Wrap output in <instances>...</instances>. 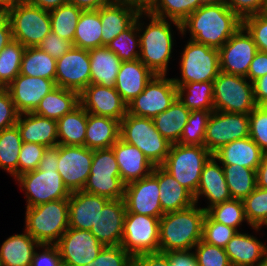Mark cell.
<instances>
[{
  "label": "cell",
  "instance_id": "36",
  "mask_svg": "<svg viewBox=\"0 0 267 266\" xmlns=\"http://www.w3.org/2000/svg\"><path fill=\"white\" fill-rule=\"evenodd\" d=\"M190 112L177 98L167 110L154 117L153 122L158 132L171 144L178 143Z\"/></svg>",
  "mask_w": 267,
  "mask_h": 266
},
{
  "label": "cell",
  "instance_id": "1",
  "mask_svg": "<svg viewBox=\"0 0 267 266\" xmlns=\"http://www.w3.org/2000/svg\"><path fill=\"white\" fill-rule=\"evenodd\" d=\"M242 26V20L225 1H208L181 23V35L212 48L223 44Z\"/></svg>",
  "mask_w": 267,
  "mask_h": 266
},
{
  "label": "cell",
  "instance_id": "18",
  "mask_svg": "<svg viewBox=\"0 0 267 266\" xmlns=\"http://www.w3.org/2000/svg\"><path fill=\"white\" fill-rule=\"evenodd\" d=\"M218 51L221 72L246 77L258 50L252 36L241 26Z\"/></svg>",
  "mask_w": 267,
  "mask_h": 266
},
{
  "label": "cell",
  "instance_id": "11",
  "mask_svg": "<svg viewBox=\"0 0 267 266\" xmlns=\"http://www.w3.org/2000/svg\"><path fill=\"white\" fill-rule=\"evenodd\" d=\"M11 25L13 40L23 46L38 47L51 32L49 11L31 5L26 1L5 14Z\"/></svg>",
  "mask_w": 267,
  "mask_h": 266
},
{
  "label": "cell",
  "instance_id": "37",
  "mask_svg": "<svg viewBox=\"0 0 267 266\" xmlns=\"http://www.w3.org/2000/svg\"><path fill=\"white\" fill-rule=\"evenodd\" d=\"M88 112L79 105L57 120L58 145L85 146Z\"/></svg>",
  "mask_w": 267,
  "mask_h": 266
},
{
  "label": "cell",
  "instance_id": "53",
  "mask_svg": "<svg viewBox=\"0 0 267 266\" xmlns=\"http://www.w3.org/2000/svg\"><path fill=\"white\" fill-rule=\"evenodd\" d=\"M150 14L182 23L188 17L186 0H158Z\"/></svg>",
  "mask_w": 267,
  "mask_h": 266
},
{
  "label": "cell",
  "instance_id": "8",
  "mask_svg": "<svg viewBox=\"0 0 267 266\" xmlns=\"http://www.w3.org/2000/svg\"><path fill=\"white\" fill-rule=\"evenodd\" d=\"M213 102L217 111L247 115L258 106L252 82L244 76L221 71L213 81Z\"/></svg>",
  "mask_w": 267,
  "mask_h": 266
},
{
  "label": "cell",
  "instance_id": "27",
  "mask_svg": "<svg viewBox=\"0 0 267 266\" xmlns=\"http://www.w3.org/2000/svg\"><path fill=\"white\" fill-rule=\"evenodd\" d=\"M16 126L23 143H38L46 148L58 145L57 120L33 112L21 113Z\"/></svg>",
  "mask_w": 267,
  "mask_h": 266
},
{
  "label": "cell",
  "instance_id": "65",
  "mask_svg": "<svg viewBox=\"0 0 267 266\" xmlns=\"http://www.w3.org/2000/svg\"><path fill=\"white\" fill-rule=\"evenodd\" d=\"M11 40L13 38L10 22L5 14H0V52Z\"/></svg>",
  "mask_w": 267,
  "mask_h": 266
},
{
  "label": "cell",
  "instance_id": "3",
  "mask_svg": "<svg viewBox=\"0 0 267 266\" xmlns=\"http://www.w3.org/2000/svg\"><path fill=\"white\" fill-rule=\"evenodd\" d=\"M59 145L44 150L39 166L18 176L17 181L25 191L26 208L53 200L69 199L70 192L58 173Z\"/></svg>",
  "mask_w": 267,
  "mask_h": 266
},
{
  "label": "cell",
  "instance_id": "10",
  "mask_svg": "<svg viewBox=\"0 0 267 266\" xmlns=\"http://www.w3.org/2000/svg\"><path fill=\"white\" fill-rule=\"evenodd\" d=\"M124 189L113 149L94 150L90 175L83 191L115 200L124 198Z\"/></svg>",
  "mask_w": 267,
  "mask_h": 266
},
{
  "label": "cell",
  "instance_id": "68",
  "mask_svg": "<svg viewBox=\"0 0 267 266\" xmlns=\"http://www.w3.org/2000/svg\"><path fill=\"white\" fill-rule=\"evenodd\" d=\"M27 3L37 6L43 10L51 11L68 3V0H25Z\"/></svg>",
  "mask_w": 267,
  "mask_h": 266
},
{
  "label": "cell",
  "instance_id": "44",
  "mask_svg": "<svg viewBox=\"0 0 267 266\" xmlns=\"http://www.w3.org/2000/svg\"><path fill=\"white\" fill-rule=\"evenodd\" d=\"M26 47L11 40L0 52V85L6 88L20 74L22 56Z\"/></svg>",
  "mask_w": 267,
  "mask_h": 266
},
{
  "label": "cell",
  "instance_id": "6",
  "mask_svg": "<svg viewBox=\"0 0 267 266\" xmlns=\"http://www.w3.org/2000/svg\"><path fill=\"white\" fill-rule=\"evenodd\" d=\"M120 139L137 147L154 166L165 162L172 145L158 132L153 119L128 113L120 121Z\"/></svg>",
  "mask_w": 267,
  "mask_h": 266
},
{
  "label": "cell",
  "instance_id": "9",
  "mask_svg": "<svg viewBox=\"0 0 267 266\" xmlns=\"http://www.w3.org/2000/svg\"><path fill=\"white\" fill-rule=\"evenodd\" d=\"M180 59L181 78H173L176 86L214 81L221 71L218 49L191 39H188Z\"/></svg>",
  "mask_w": 267,
  "mask_h": 266
},
{
  "label": "cell",
  "instance_id": "14",
  "mask_svg": "<svg viewBox=\"0 0 267 266\" xmlns=\"http://www.w3.org/2000/svg\"><path fill=\"white\" fill-rule=\"evenodd\" d=\"M249 115L214 110L207 123L204 146L213 154L232 141L249 137Z\"/></svg>",
  "mask_w": 267,
  "mask_h": 266
},
{
  "label": "cell",
  "instance_id": "50",
  "mask_svg": "<svg viewBox=\"0 0 267 266\" xmlns=\"http://www.w3.org/2000/svg\"><path fill=\"white\" fill-rule=\"evenodd\" d=\"M198 266H232L225 248L199 241L193 248Z\"/></svg>",
  "mask_w": 267,
  "mask_h": 266
},
{
  "label": "cell",
  "instance_id": "22",
  "mask_svg": "<svg viewBox=\"0 0 267 266\" xmlns=\"http://www.w3.org/2000/svg\"><path fill=\"white\" fill-rule=\"evenodd\" d=\"M126 212L123 199L109 200L99 212L90 232L103 246L121 245Z\"/></svg>",
  "mask_w": 267,
  "mask_h": 266
},
{
  "label": "cell",
  "instance_id": "61",
  "mask_svg": "<svg viewBox=\"0 0 267 266\" xmlns=\"http://www.w3.org/2000/svg\"><path fill=\"white\" fill-rule=\"evenodd\" d=\"M165 254L167 255V266H198L192 249L171 251Z\"/></svg>",
  "mask_w": 267,
  "mask_h": 266
},
{
  "label": "cell",
  "instance_id": "26",
  "mask_svg": "<svg viewBox=\"0 0 267 266\" xmlns=\"http://www.w3.org/2000/svg\"><path fill=\"white\" fill-rule=\"evenodd\" d=\"M154 73L139 59L124 61L115 81V89L128 105L134 98L144 91Z\"/></svg>",
  "mask_w": 267,
  "mask_h": 266
},
{
  "label": "cell",
  "instance_id": "40",
  "mask_svg": "<svg viewBox=\"0 0 267 266\" xmlns=\"http://www.w3.org/2000/svg\"><path fill=\"white\" fill-rule=\"evenodd\" d=\"M20 74L55 81L56 59L38 47H27L22 56Z\"/></svg>",
  "mask_w": 267,
  "mask_h": 266
},
{
  "label": "cell",
  "instance_id": "17",
  "mask_svg": "<svg viewBox=\"0 0 267 266\" xmlns=\"http://www.w3.org/2000/svg\"><path fill=\"white\" fill-rule=\"evenodd\" d=\"M55 245L63 266L91 265L104 247L90 231L72 228H68Z\"/></svg>",
  "mask_w": 267,
  "mask_h": 266
},
{
  "label": "cell",
  "instance_id": "23",
  "mask_svg": "<svg viewBox=\"0 0 267 266\" xmlns=\"http://www.w3.org/2000/svg\"><path fill=\"white\" fill-rule=\"evenodd\" d=\"M200 196H204L208 200V206L203 207L205 211L216 204L232 199L224 176L223 166L213 156L203 166L198 189L194 196L195 203L198 204Z\"/></svg>",
  "mask_w": 267,
  "mask_h": 266
},
{
  "label": "cell",
  "instance_id": "4",
  "mask_svg": "<svg viewBox=\"0 0 267 266\" xmlns=\"http://www.w3.org/2000/svg\"><path fill=\"white\" fill-rule=\"evenodd\" d=\"M198 204L165 213L160 218L159 252L191 250L202 240L206 211Z\"/></svg>",
  "mask_w": 267,
  "mask_h": 266
},
{
  "label": "cell",
  "instance_id": "32",
  "mask_svg": "<svg viewBox=\"0 0 267 266\" xmlns=\"http://www.w3.org/2000/svg\"><path fill=\"white\" fill-rule=\"evenodd\" d=\"M158 184L160 205L164 214L195 204L194 196L162 166H158Z\"/></svg>",
  "mask_w": 267,
  "mask_h": 266
},
{
  "label": "cell",
  "instance_id": "24",
  "mask_svg": "<svg viewBox=\"0 0 267 266\" xmlns=\"http://www.w3.org/2000/svg\"><path fill=\"white\" fill-rule=\"evenodd\" d=\"M109 199L83 190L71 192L69 202V228L90 231L99 212Z\"/></svg>",
  "mask_w": 267,
  "mask_h": 266
},
{
  "label": "cell",
  "instance_id": "51",
  "mask_svg": "<svg viewBox=\"0 0 267 266\" xmlns=\"http://www.w3.org/2000/svg\"><path fill=\"white\" fill-rule=\"evenodd\" d=\"M249 137L260 147L263 152H267V108L258 105L249 114Z\"/></svg>",
  "mask_w": 267,
  "mask_h": 266
},
{
  "label": "cell",
  "instance_id": "45",
  "mask_svg": "<svg viewBox=\"0 0 267 266\" xmlns=\"http://www.w3.org/2000/svg\"><path fill=\"white\" fill-rule=\"evenodd\" d=\"M106 47L113 51L122 62L139 59L140 36L137 21L115 37Z\"/></svg>",
  "mask_w": 267,
  "mask_h": 266
},
{
  "label": "cell",
  "instance_id": "33",
  "mask_svg": "<svg viewBox=\"0 0 267 266\" xmlns=\"http://www.w3.org/2000/svg\"><path fill=\"white\" fill-rule=\"evenodd\" d=\"M8 237L0 247V266H31L35 249L40 244L24 229Z\"/></svg>",
  "mask_w": 267,
  "mask_h": 266
},
{
  "label": "cell",
  "instance_id": "5",
  "mask_svg": "<svg viewBox=\"0 0 267 266\" xmlns=\"http://www.w3.org/2000/svg\"><path fill=\"white\" fill-rule=\"evenodd\" d=\"M69 228L68 199L26 208L25 230L41 245H55Z\"/></svg>",
  "mask_w": 267,
  "mask_h": 266
},
{
  "label": "cell",
  "instance_id": "62",
  "mask_svg": "<svg viewBox=\"0 0 267 266\" xmlns=\"http://www.w3.org/2000/svg\"><path fill=\"white\" fill-rule=\"evenodd\" d=\"M133 266H167L165 253H144L133 258Z\"/></svg>",
  "mask_w": 267,
  "mask_h": 266
},
{
  "label": "cell",
  "instance_id": "66",
  "mask_svg": "<svg viewBox=\"0 0 267 266\" xmlns=\"http://www.w3.org/2000/svg\"><path fill=\"white\" fill-rule=\"evenodd\" d=\"M256 182L258 188L267 189V152L263 153L262 160L256 170Z\"/></svg>",
  "mask_w": 267,
  "mask_h": 266
},
{
  "label": "cell",
  "instance_id": "43",
  "mask_svg": "<svg viewBox=\"0 0 267 266\" xmlns=\"http://www.w3.org/2000/svg\"><path fill=\"white\" fill-rule=\"evenodd\" d=\"M82 9L66 3L49 11L51 31L73 43L76 26Z\"/></svg>",
  "mask_w": 267,
  "mask_h": 266
},
{
  "label": "cell",
  "instance_id": "58",
  "mask_svg": "<svg viewBox=\"0 0 267 266\" xmlns=\"http://www.w3.org/2000/svg\"><path fill=\"white\" fill-rule=\"evenodd\" d=\"M34 252L31 266H63L56 245L41 244Z\"/></svg>",
  "mask_w": 267,
  "mask_h": 266
},
{
  "label": "cell",
  "instance_id": "41",
  "mask_svg": "<svg viewBox=\"0 0 267 266\" xmlns=\"http://www.w3.org/2000/svg\"><path fill=\"white\" fill-rule=\"evenodd\" d=\"M22 143L16 125L0 131V168L14 179L18 177V159Z\"/></svg>",
  "mask_w": 267,
  "mask_h": 266
},
{
  "label": "cell",
  "instance_id": "48",
  "mask_svg": "<svg viewBox=\"0 0 267 266\" xmlns=\"http://www.w3.org/2000/svg\"><path fill=\"white\" fill-rule=\"evenodd\" d=\"M211 113L208 110H192L178 143L204 146L206 127Z\"/></svg>",
  "mask_w": 267,
  "mask_h": 266
},
{
  "label": "cell",
  "instance_id": "64",
  "mask_svg": "<svg viewBox=\"0 0 267 266\" xmlns=\"http://www.w3.org/2000/svg\"><path fill=\"white\" fill-rule=\"evenodd\" d=\"M126 4L129 8L134 9L138 13H150L156 6L158 0H119Z\"/></svg>",
  "mask_w": 267,
  "mask_h": 266
},
{
  "label": "cell",
  "instance_id": "59",
  "mask_svg": "<svg viewBox=\"0 0 267 266\" xmlns=\"http://www.w3.org/2000/svg\"><path fill=\"white\" fill-rule=\"evenodd\" d=\"M267 0H226V5L241 19L260 14Z\"/></svg>",
  "mask_w": 267,
  "mask_h": 266
},
{
  "label": "cell",
  "instance_id": "49",
  "mask_svg": "<svg viewBox=\"0 0 267 266\" xmlns=\"http://www.w3.org/2000/svg\"><path fill=\"white\" fill-rule=\"evenodd\" d=\"M237 232L236 229L215 221L208 213H206L203 222L202 241L225 248L229 240Z\"/></svg>",
  "mask_w": 267,
  "mask_h": 266
},
{
  "label": "cell",
  "instance_id": "72",
  "mask_svg": "<svg viewBox=\"0 0 267 266\" xmlns=\"http://www.w3.org/2000/svg\"><path fill=\"white\" fill-rule=\"evenodd\" d=\"M259 266H267V251L263 257L262 262L259 264Z\"/></svg>",
  "mask_w": 267,
  "mask_h": 266
},
{
  "label": "cell",
  "instance_id": "19",
  "mask_svg": "<svg viewBox=\"0 0 267 266\" xmlns=\"http://www.w3.org/2000/svg\"><path fill=\"white\" fill-rule=\"evenodd\" d=\"M89 50L72 47L56 60L55 83L57 87L79 94L90 84Z\"/></svg>",
  "mask_w": 267,
  "mask_h": 266
},
{
  "label": "cell",
  "instance_id": "70",
  "mask_svg": "<svg viewBox=\"0 0 267 266\" xmlns=\"http://www.w3.org/2000/svg\"><path fill=\"white\" fill-rule=\"evenodd\" d=\"M208 1L209 0H186V5H188V16Z\"/></svg>",
  "mask_w": 267,
  "mask_h": 266
},
{
  "label": "cell",
  "instance_id": "54",
  "mask_svg": "<svg viewBox=\"0 0 267 266\" xmlns=\"http://www.w3.org/2000/svg\"><path fill=\"white\" fill-rule=\"evenodd\" d=\"M46 147L38 143H22L18 159V176L38 168Z\"/></svg>",
  "mask_w": 267,
  "mask_h": 266
},
{
  "label": "cell",
  "instance_id": "25",
  "mask_svg": "<svg viewBox=\"0 0 267 266\" xmlns=\"http://www.w3.org/2000/svg\"><path fill=\"white\" fill-rule=\"evenodd\" d=\"M111 148L119 165L121 181L125 185L152 173L154 165L134 145L119 139Z\"/></svg>",
  "mask_w": 267,
  "mask_h": 266
},
{
  "label": "cell",
  "instance_id": "42",
  "mask_svg": "<svg viewBox=\"0 0 267 266\" xmlns=\"http://www.w3.org/2000/svg\"><path fill=\"white\" fill-rule=\"evenodd\" d=\"M232 199L244 200L256 187V171L239 165H222Z\"/></svg>",
  "mask_w": 267,
  "mask_h": 266
},
{
  "label": "cell",
  "instance_id": "31",
  "mask_svg": "<svg viewBox=\"0 0 267 266\" xmlns=\"http://www.w3.org/2000/svg\"><path fill=\"white\" fill-rule=\"evenodd\" d=\"M120 139V121L88 113L85 147L88 149H108Z\"/></svg>",
  "mask_w": 267,
  "mask_h": 266
},
{
  "label": "cell",
  "instance_id": "30",
  "mask_svg": "<svg viewBox=\"0 0 267 266\" xmlns=\"http://www.w3.org/2000/svg\"><path fill=\"white\" fill-rule=\"evenodd\" d=\"M225 251L232 266H259L267 251L256 236L237 232L227 243Z\"/></svg>",
  "mask_w": 267,
  "mask_h": 266
},
{
  "label": "cell",
  "instance_id": "7",
  "mask_svg": "<svg viewBox=\"0 0 267 266\" xmlns=\"http://www.w3.org/2000/svg\"><path fill=\"white\" fill-rule=\"evenodd\" d=\"M211 156L205 146L174 143L161 166L195 196L203 166Z\"/></svg>",
  "mask_w": 267,
  "mask_h": 266
},
{
  "label": "cell",
  "instance_id": "29",
  "mask_svg": "<svg viewBox=\"0 0 267 266\" xmlns=\"http://www.w3.org/2000/svg\"><path fill=\"white\" fill-rule=\"evenodd\" d=\"M138 14L119 0H111L101 6L102 46H107L121 32L128 29L136 21Z\"/></svg>",
  "mask_w": 267,
  "mask_h": 266
},
{
  "label": "cell",
  "instance_id": "35",
  "mask_svg": "<svg viewBox=\"0 0 267 266\" xmlns=\"http://www.w3.org/2000/svg\"><path fill=\"white\" fill-rule=\"evenodd\" d=\"M80 105V94L73 90L56 87L49 92L33 111L34 114L58 120Z\"/></svg>",
  "mask_w": 267,
  "mask_h": 266
},
{
  "label": "cell",
  "instance_id": "34",
  "mask_svg": "<svg viewBox=\"0 0 267 266\" xmlns=\"http://www.w3.org/2000/svg\"><path fill=\"white\" fill-rule=\"evenodd\" d=\"M91 84H98L106 87H115L117 74L122 61L106 46L89 50Z\"/></svg>",
  "mask_w": 267,
  "mask_h": 266
},
{
  "label": "cell",
  "instance_id": "67",
  "mask_svg": "<svg viewBox=\"0 0 267 266\" xmlns=\"http://www.w3.org/2000/svg\"><path fill=\"white\" fill-rule=\"evenodd\" d=\"M111 0H68V3L85 10H98L101 6L106 5Z\"/></svg>",
  "mask_w": 267,
  "mask_h": 266
},
{
  "label": "cell",
  "instance_id": "52",
  "mask_svg": "<svg viewBox=\"0 0 267 266\" xmlns=\"http://www.w3.org/2000/svg\"><path fill=\"white\" fill-rule=\"evenodd\" d=\"M83 266H133V257L120 245L104 246L91 265Z\"/></svg>",
  "mask_w": 267,
  "mask_h": 266
},
{
  "label": "cell",
  "instance_id": "16",
  "mask_svg": "<svg viewBox=\"0 0 267 266\" xmlns=\"http://www.w3.org/2000/svg\"><path fill=\"white\" fill-rule=\"evenodd\" d=\"M94 150L85 146L59 145L58 173L69 192L83 190L90 175Z\"/></svg>",
  "mask_w": 267,
  "mask_h": 266
},
{
  "label": "cell",
  "instance_id": "38",
  "mask_svg": "<svg viewBox=\"0 0 267 266\" xmlns=\"http://www.w3.org/2000/svg\"><path fill=\"white\" fill-rule=\"evenodd\" d=\"M73 47L85 50L102 47L100 8L82 11L76 26Z\"/></svg>",
  "mask_w": 267,
  "mask_h": 266
},
{
  "label": "cell",
  "instance_id": "63",
  "mask_svg": "<svg viewBox=\"0 0 267 266\" xmlns=\"http://www.w3.org/2000/svg\"><path fill=\"white\" fill-rule=\"evenodd\" d=\"M252 84L256 104L264 105L267 102V74L259 77Z\"/></svg>",
  "mask_w": 267,
  "mask_h": 266
},
{
  "label": "cell",
  "instance_id": "57",
  "mask_svg": "<svg viewBox=\"0 0 267 266\" xmlns=\"http://www.w3.org/2000/svg\"><path fill=\"white\" fill-rule=\"evenodd\" d=\"M73 47V43L69 40L61 38L56 33L51 31L47 34L38 48L50 54L54 59H59Z\"/></svg>",
  "mask_w": 267,
  "mask_h": 266
},
{
  "label": "cell",
  "instance_id": "47",
  "mask_svg": "<svg viewBox=\"0 0 267 266\" xmlns=\"http://www.w3.org/2000/svg\"><path fill=\"white\" fill-rule=\"evenodd\" d=\"M215 221L236 229L247 219L245 216L243 200L231 199L216 204L206 211Z\"/></svg>",
  "mask_w": 267,
  "mask_h": 266
},
{
  "label": "cell",
  "instance_id": "28",
  "mask_svg": "<svg viewBox=\"0 0 267 266\" xmlns=\"http://www.w3.org/2000/svg\"><path fill=\"white\" fill-rule=\"evenodd\" d=\"M263 153L250 137H246L223 145L212 156L221 165H239L256 171Z\"/></svg>",
  "mask_w": 267,
  "mask_h": 266
},
{
  "label": "cell",
  "instance_id": "46",
  "mask_svg": "<svg viewBox=\"0 0 267 266\" xmlns=\"http://www.w3.org/2000/svg\"><path fill=\"white\" fill-rule=\"evenodd\" d=\"M243 203L247 224L251 229L258 232L262 226L267 228V189L256 187Z\"/></svg>",
  "mask_w": 267,
  "mask_h": 266
},
{
  "label": "cell",
  "instance_id": "71",
  "mask_svg": "<svg viewBox=\"0 0 267 266\" xmlns=\"http://www.w3.org/2000/svg\"><path fill=\"white\" fill-rule=\"evenodd\" d=\"M260 15L267 20V1L264 4V6L262 7V10L260 12Z\"/></svg>",
  "mask_w": 267,
  "mask_h": 266
},
{
  "label": "cell",
  "instance_id": "69",
  "mask_svg": "<svg viewBox=\"0 0 267 266\" xmlns=\"http://www.w3.org/2000/svg\"><path fill=\"white\" fill-rule=\"evenodd\" d=\"M25 0H0V14H6L9 10L16 8Z\"/></svg>",
  "mask_w": 267,
  "mask_h": 266
},
{
  "label": "cell",
  "instance_id": "39",
  "mask_svg": "<svg viewBox=\"0 0 267 266\" xmlns=\"http://www.w3.org/2000/svg\"><path fill=\"white\" fill-rule=\"evenodd\" d=\"M177 98L190 110L213 112V81L192 82L177 86Z\"/></svg>",
  "mask_w": 267,
  "mask_h": 266
},
{
  "label": "cell",
  "instance_id": "2",
  "mask_svg": "<svg viewBox=\"0 0 267 266\" xmlns=\"http://www.w3.org/2000/svg\"><path fill=\"white\" fill-rule=\"evenodd\" d=\"M143 17L149 20L148 25L143 21ZM136 21L140 36L139 60L155 75H167L174 46L171 23L175 25L179 34H181V23L174 20L169 22L168 19L150 13H139Z\"/></svg>",
  "mask_w": 267,
  "mask_h": 266
},
{
  "label": "cell",
  "instance_id": "56",
  "mask_svg": "<svg viewBox=\"0 0 267 266\" xmlns=\"http://www.w3.org/2000/svg\"><path fill=\"white\" fill-rule=\"evenodd\" d=\"M11 95L6 88L0 90V131L16 125L19 117Z\"/></svg>",
  "mask_w": 267,
  "mask_h": 266
},
{
  "label": "cell",
  "instance_id": "21",
  "mask_svg": "<svg viewBox=\"0 0 267 266\" xmlns=\"http://www.w3.org/2000/svg\"><path fill=\"white\" fill-rule=\"evenodd\" d=\"M56 87L54 80L18 74L6 89L21 114L33 112L40 101Z\"/></svg>",
  "mask_w": 267,
  "mask_h": 266
},
{
  "label": "cell",
  "instance_id": "55",
  "mask_svg": "<svg viewBox=\"0 0 267 266\" xmlns=\"http://www.w3.org/2000/svg\"><path fill=\"white\" fill-rule=\"evenodd\" d=\"M242 26L252 36L258 51L267 52V20L260 14L242 20Z\"/></svg>",
  "mask_w": 267,
  "mask_h": 266
},
{
  "label": "cell",
  "instance_id": "20",
  "mask_svg": "<svg viewBox=\"0 0 267 266\" xmlns=\"http://www.w3.org/2000/svg\"><path fill=\"white\" fill-rule=\"evenodd\" d=\"M80 105L88 112L121 121L127 114V104L115 87L89 84L80 93Z\"/></svg>",
  "mask_w": 267,
  "mask_h": 266
},
{
  "label": "cell",
  "instance_id": "73",
  "mask_svg": "<svg viewBox=\"0 0 267 266\" xmlns=\"http://www.w3.org/2000/svg\"><path fill=\"white\" fill-rule=\"evenodd\" d=\"M209 1H226V0H209Z\"/></svg>",
  "mask_w": 267,
  "mask_h": 266
},
{
  "label": "cell",
  "instance_id": "15",
  "mask_svg": "<svg viewBox=\"0 0 267 266\" xmlns=\"http://www.w3.org/2000/svg\"><path fill=\"white\" fill-rule=\"evenodd\" d=\"M126 213L161 218L164 214L159 199L158 166L151 174L125 185L124 198Z\"/></svg>",
  "mask_w": 267,
  "mask_h": 266
},
{
  "label": "cell",
  "instance_id": "13",
  "mask_svg": "<svg viewBox=\"0 0 267 266\" xmlns=\"http://www.w3.org/2000/svg\"><path fill=\"white\" fill-rule=\"evenodd\" d=\"M159 226L160 219L157 217L126 213L120 246L133 258L159 252Z\"/></svg>",
  "mask_w": 267,
  "mask_h": 266
},
{
  "label": "cell",
  "instance_id": "12",
  "mask_svg": "<svg viewBox=\"0 0 267 266\" xmlns=\"http://www.w3.org/2000/svg\"><path fill=\"white\" fill-rule=\"evenodd\" d=\"M167 75H154L143 92L127 105V113L153 119L177 99V86Z\"/></svg>",
  "mask_w": 267,
  "mask_h": 266
},
{
  "label": "cell",
  "instance_id": "60",
  "mask_svg": "<svg viewBox=\"0 0 267 266\" xmlns=\"http://www.w3.org/2000/svg\"><path fill=\"white\" fill-rule=\"evenodd\" d=\"M267 74V52L257 51L250 63L246 78L253 82Z\"/></svg>",
  "mask_w": 267,
  "mask_h": 266
}]
</instances>
